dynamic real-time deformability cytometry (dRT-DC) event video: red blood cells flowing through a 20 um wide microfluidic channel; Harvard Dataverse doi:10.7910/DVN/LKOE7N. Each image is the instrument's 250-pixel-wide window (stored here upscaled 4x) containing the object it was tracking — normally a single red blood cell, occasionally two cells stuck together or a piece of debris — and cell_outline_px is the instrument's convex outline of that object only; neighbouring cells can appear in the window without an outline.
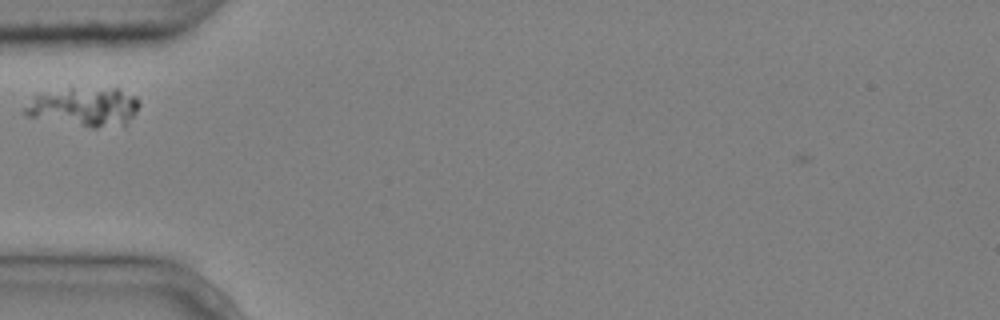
{"species": "common noctule bat (a hibernating species)", "species_latin": "Nyctalus noctula", "temperature_condition": "cold", "stored_images_in_passage": 2, "camera_frame_rate_fps": 3000, "um_per_image_px": 0.085, "animal": {"sex": "male", "body_mass_g": 20.4}, "frame": {"image": 1, "passage_image": 2, "time_ms": 0.333, "image_size_px": [1000, 320], "cell_outline_px": [[140, 104], [136, 112], [124, 124], [96, 128], [92, 128], [28, 116], [24, 112], [24, 108], [36, 96], [72, 88], [116, 88], [136, 96], [140, 100]], "centroid_in_image_um": [7.24, 9.09], "position_along_channel_um": 77.8, "area_um2": 25.37}}